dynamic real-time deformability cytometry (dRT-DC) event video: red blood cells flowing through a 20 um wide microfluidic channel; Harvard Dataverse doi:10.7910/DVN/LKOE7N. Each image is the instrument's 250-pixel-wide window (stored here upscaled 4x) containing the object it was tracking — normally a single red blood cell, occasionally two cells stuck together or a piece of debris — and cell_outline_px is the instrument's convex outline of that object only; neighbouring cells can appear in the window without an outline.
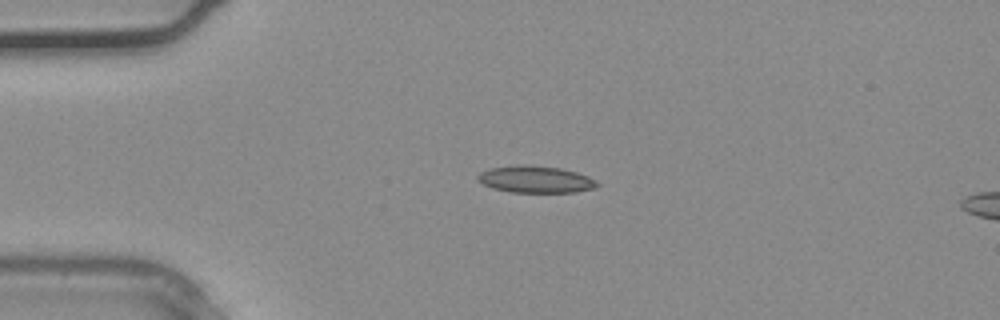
{"species": "common noctule bat (a hibernating species)", "species_latin": "Nyctalus noctula", "temperature_condition": "warm", "stored_images_in_passage": 2, "camera_frame_rate_fps": 3000, "um_per_image_px": 0.085, "animal": {"sex": "male", "body_mass_g": 20.4}, "frame": {"image": 1, "passage_image": 1, "time_ms": 0.0, "image_size_px": [1000, 320], "cell_outline_px": [[600, 184], [596, 188], [576, 192], [512, 192], [492, 188], [476, 180], [476, 176], [480, 172], [488, 168], [560, 168], [576, 172], [588, 176], [596, 180]], "centroid_in_image_um": [45.58, 15.31], "position_along_channel_um": 39.4, "area_um2": 17.8}}